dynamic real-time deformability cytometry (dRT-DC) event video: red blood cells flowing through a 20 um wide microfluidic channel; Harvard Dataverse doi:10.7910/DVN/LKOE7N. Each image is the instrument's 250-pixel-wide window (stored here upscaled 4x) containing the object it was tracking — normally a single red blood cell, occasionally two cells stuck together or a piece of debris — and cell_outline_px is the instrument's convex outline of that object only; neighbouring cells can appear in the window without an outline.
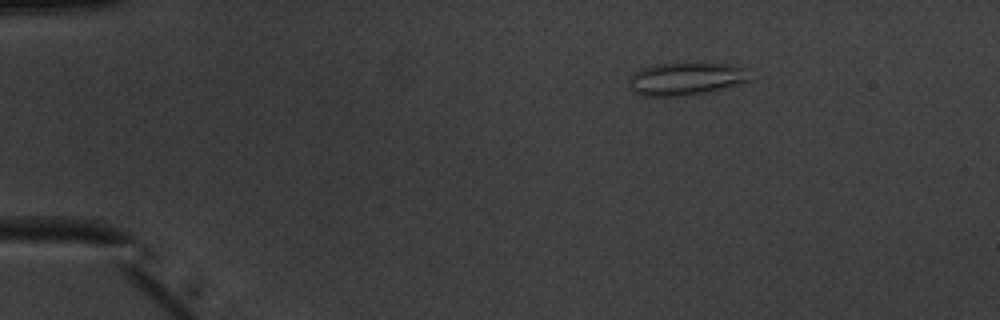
{"species": "common noctule bat (a hibernating species)", "species_latin": "Nyctalus noctula", "temperature_condition": "warm", "stored_images_in_passage": 52, "camera_frame_rate_fps": 3000, "um_per_image_px": 0.085, "animal": {"sex": "male", "body_mass_g": 20.1, "forearm_length_mm": 53.5}, "frame": {"image": 1, "passage_image": 9, "time_ms": 2.667, "image_size_px": [1000, 320], "cell_outline_px": [[752, 80], [740, 84], [708, 92], [680, 96], [644, 96], [632, 92], [628, 80], [640, 68], [652, 64], [696, 60], [728, 64], [744, 68]], "centroid_in_image_um": [58.3, 6.65], "position_along_channel_um": 26.7, "area_um2": 23.99}}
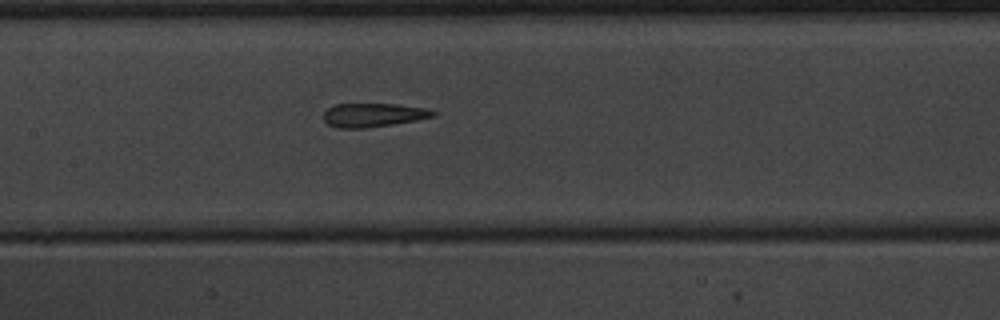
{"frame": {"image": 2, "passage_image": 26, "time_ms": 8.333, "image_size_px": [1000, 320], "cell_outline_px": [[436, 116], [416, 120], [392, 124], [364, 128], [336, 128], [328, 124], [324, 120], [324, 112], [328, 108], [336, 104], [396, 104], [428, 108], [436, 112]], "centroid_in_image_um": [31.74, 9.77], "position_along_channel_um": 175.7, "area_um2": 15.14}}
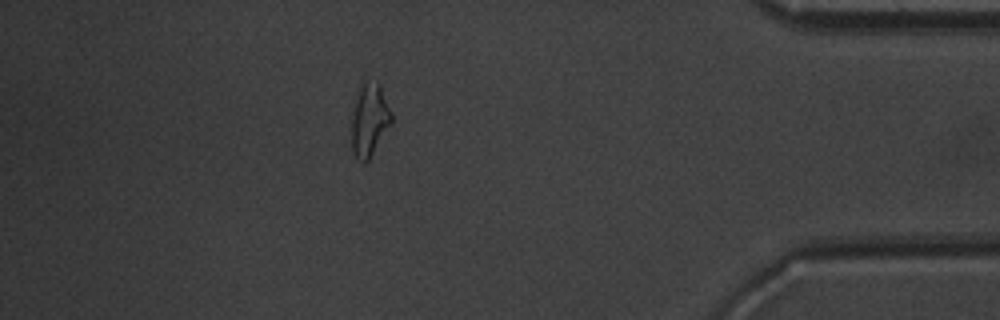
{"frame": {"image": 3, "passage_image": 46, "time_ms": 15.0, "image_size_px": [1000, 320], "cell_outline_px": [[392, 124], [368, 160], [364, 164], [352, 152], [352, 120], [356, 100], [364, 84], [380, 84], [392, 112]], "centroid_in_image_um": [31.44, 10.28], "position_along_channel_um": 403.8, "area_um2": 16.3}, "authors_computed_cell_mechanics": {"area_um2": 16.7042, "velocity_mm_per_s": 3.9794, "shape_relaxation_time_tau1_ms": null, "shape_relaxation_time_tau2_ms": 1.9243, "deformation_change_tau1": null, "deformation_change_tau2": 0.133}}